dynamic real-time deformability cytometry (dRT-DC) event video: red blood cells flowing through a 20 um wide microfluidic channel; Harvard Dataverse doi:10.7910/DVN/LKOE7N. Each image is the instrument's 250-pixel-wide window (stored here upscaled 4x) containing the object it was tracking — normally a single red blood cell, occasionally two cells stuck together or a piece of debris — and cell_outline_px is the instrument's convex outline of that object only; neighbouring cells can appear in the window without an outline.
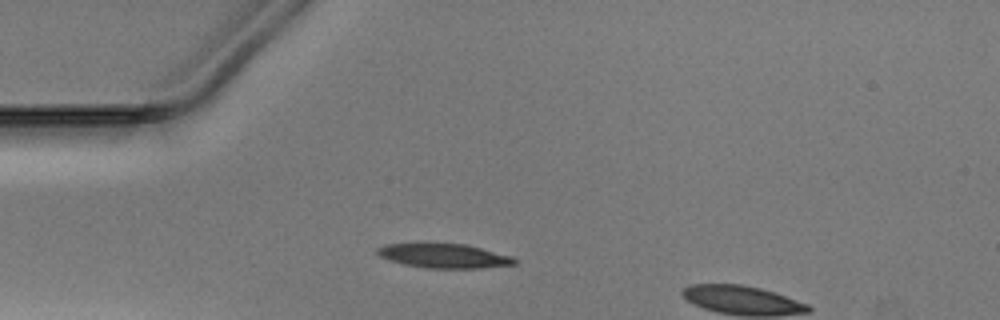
{"species": "Egyptian fruit bat (a non-hibernating species)", "species_latin": "Rousettus aegyptiacus", "temperature_condition": "warm", "stored_images_in_passage": 29, "camera_frame_rate_fps": 3000, "um_per_image_px": 0.085, "animal": {"sex": "male"}, "frame": {"image": 1, "passage_image": 1, "time_ms": 0.0, "image_size_px": [1000, 320], "cell_outline_px": [[516, 264], [480, 268], [428, 268], [404, 264], [380, 256], [376, 252], [376, 248], [384, 244], [420, 240], [464, 244], [512, 256], [516, 260]], "centroid_in_image_um": [37.64, 21.69], "position_along_channel_um": 47.4, "area_um2": 20.17}}
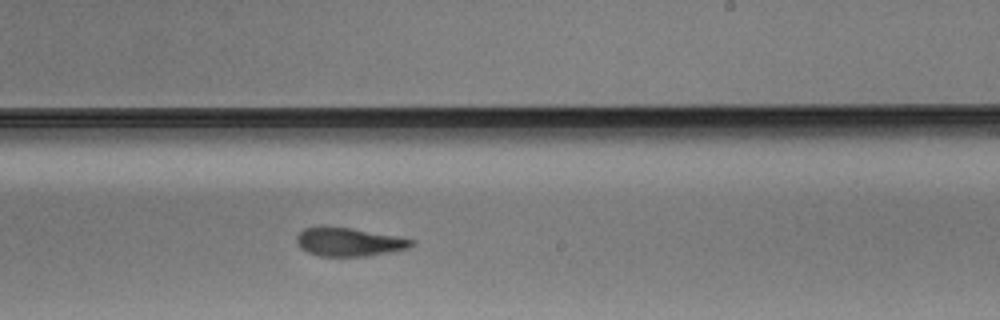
{"frame": {"image": 2, "passage_image": 18, "time_ms": 5.667, "image_size_px": [1000, 320], "cell_outline_px": [[416, 244], [408, 248], [368, 256], [320, 256], [308, 252], [300, 248], [296, 240], [296, 236], [304, 228], [352, 228], [396, 236], [416, 240]], "centroid_in_image_um": [29.7, 20.58], "position_along_channel_um": 259.3, "area_um2": 18.73}}
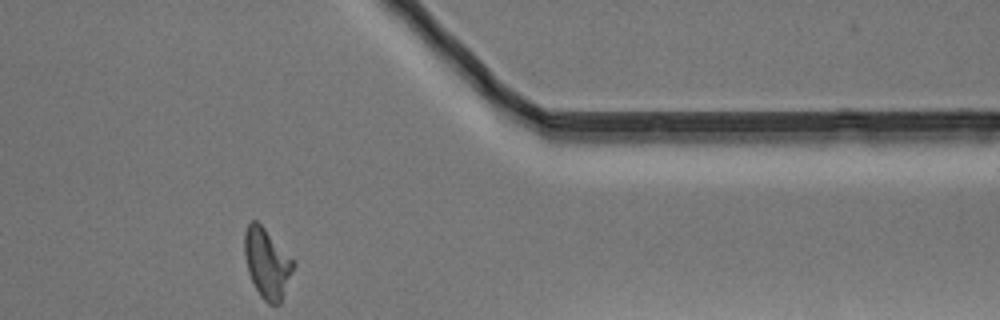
{"frame": {"image": 3, "passage_image": 29, "time_ms": 9.333, "image_size_px": [1000, 320], "cell_outline_px": [[296, 264], [280, 304], [268, 304], [260, 296], [248, 272], [244, 256], [244, 232], [248, 224], [252, 220], [256, 220], [264, 228]], "centroid_in_image_um": [22.68, 22.39], "position_along_channel_um": 388.7, "area_um2": 19.59}}